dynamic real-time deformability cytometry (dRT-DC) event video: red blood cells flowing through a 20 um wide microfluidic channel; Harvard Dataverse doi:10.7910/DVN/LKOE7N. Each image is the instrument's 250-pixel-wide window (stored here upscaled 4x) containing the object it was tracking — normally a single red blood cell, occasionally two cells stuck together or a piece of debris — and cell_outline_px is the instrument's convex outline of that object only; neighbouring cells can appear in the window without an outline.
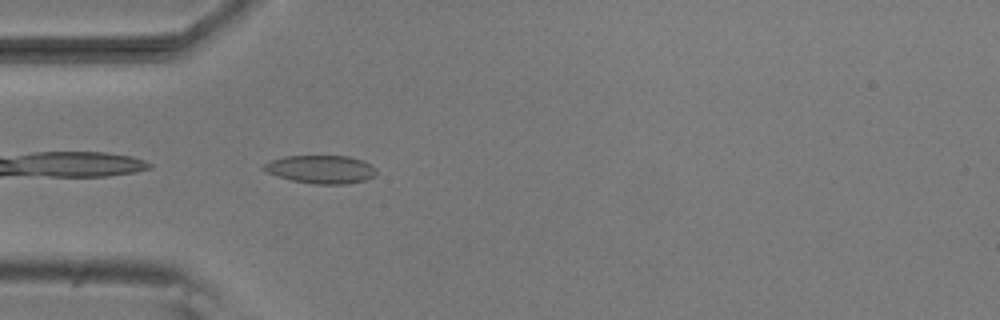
{"species": "common noctule bat (a hibernating species)", "species_latin": "Nyctalus noctula", "temperature_condition": "room temperature", "stored_images_in_passage": 38, "camera_frame_rate_fps": 3000, "um_per_image_px": 0.085, "animal": {"sex": "male", "body_mass_g": 20.5, "forearm_length_mm": 52.5}, "frame": {"image": 1, "passage_image": 1, "time_ms": 0.0, "image_size_px": [1000, 320], "cell_outline_px": [[376, 176], [364, 180], [344, 184], [316, 184], [292, 180], [264, 172], [260, 168], [264, 164], [272, 160], [284, 156], [348, 156], [364, 160], [376, 168]], "centroid_in_image_um": [27.28, 14.39], "position_along_channel_um": 57.7, "area_um2": 18.55}}
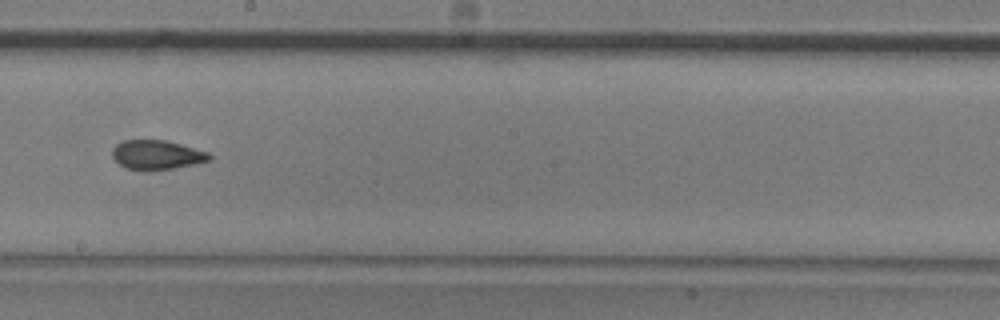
{"frame": {"image": 2, "passage_image": 15, "time_ms": 4.667, "image_size_px": [1000, 320], "cell_outline_px": [[212, 160], [196, 164], [176, 168], [144, 172], [124, 168], [112, 156], [112, 148], [116, 144], [124, 140], [164, 140], [180, 144], [208, 152], [212, 156]], "centroid_in_image_um": [13.32, 13.19], "position_along_channel_um": 234.9, "area_um2": 16.94}}
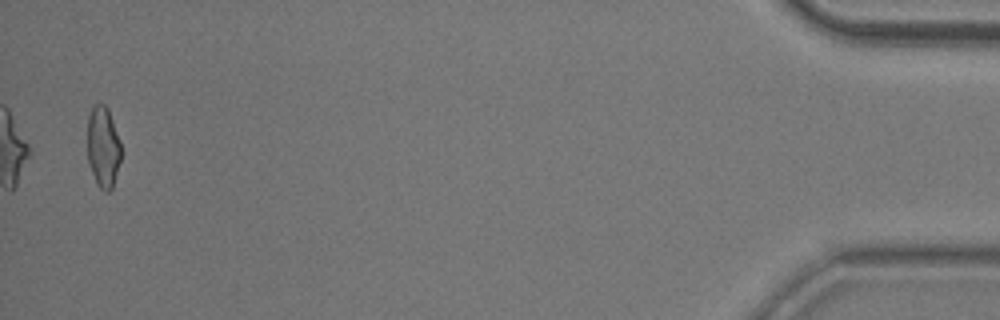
{"frame": {"image": 3, "passage_image": 37, "time_ms": 12.0, "image_size_px": [1000, 320], "cell_outline_px": [[120, 160], [112, 188], [108, 192], [104, 192], [96, 184], [88, 164], [88, 116], [92, 108], [96, 104], [104, 104], [108, 108], [120, 140]], "centroid_in_image_um": [8.76, 12.51], "position_along_channel_um": 426.4, "area_um2": 15.9}, "authors_computed_cell_mechanics": {"area_um2": 16.6464, "velocity_mm_per_s": 3.8453, "shape_relaxation_time_tau1_ms": 5.833, "shape_relaxation_time_tau2_ms": 1.9491, "deformation_change_tau1": 0.15, "deformation_change_tau2": 0.0925}}